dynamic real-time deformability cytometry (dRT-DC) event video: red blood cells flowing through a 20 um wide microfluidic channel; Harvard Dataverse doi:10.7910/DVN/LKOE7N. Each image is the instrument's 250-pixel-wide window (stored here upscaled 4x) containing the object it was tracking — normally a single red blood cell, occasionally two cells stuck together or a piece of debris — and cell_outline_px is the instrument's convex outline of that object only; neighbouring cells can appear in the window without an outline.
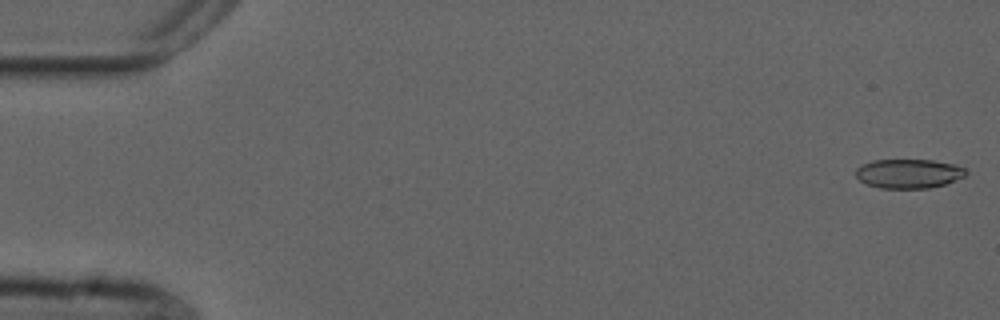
{"species": "common noctule bat (a hibernating species)", "species_latin": "Nyctalus noctula", "temperature_condition": "cold", "stored_images_in_passage": 54, "camera_frame_rate_fps": 3000, "um_per_image_px": 0.085, "animal": {"sex": "male", "forearm_length_mm": 52.5}, "frame": {"image": 1, "passage_image": 1, "time_ms": 0.0, "image_size_px": [1000, 320], "cell_outline_px": [[968, 172], [964, 176], [944, 184], [928, 188], [880, 188], [868, 184], [860, 180], [856, 176], [856, 168], [872, 160], [932, 160], [956, 164], [968, 168]], "centroid_in_image_um": [77.27, 14.74], "position_along_channel_um": 7.7, "area_um2": 18.73}}
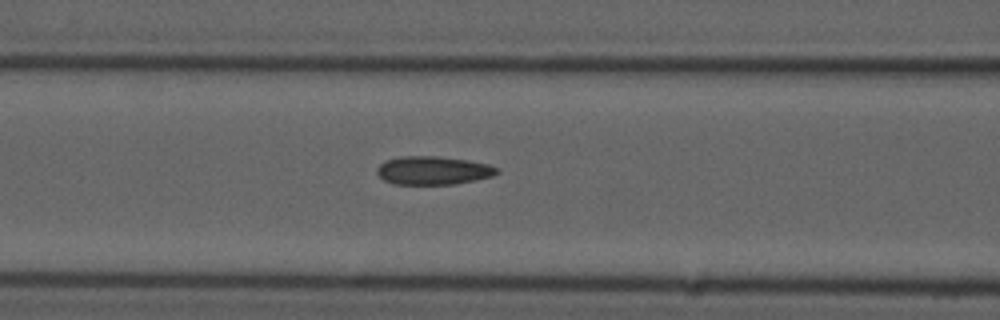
{"frame": {"image": 2, "passage_image": 22, "time_ms": 7.0, "image_size_px": [1000, 320], "cell_outline_px": [[500, 172], [492, 176], [476, 180], [456, 184], [392, 184], [384, 180], [376, 172], [376, 168], [384, 160], [400, 156], [436, 156], [464, 160], [488, 164], [500, 168]], "centroid_in_image_um": [36.8, 14.49], "position_along_channel_um": 129.8, "area_um2": 19.94}}
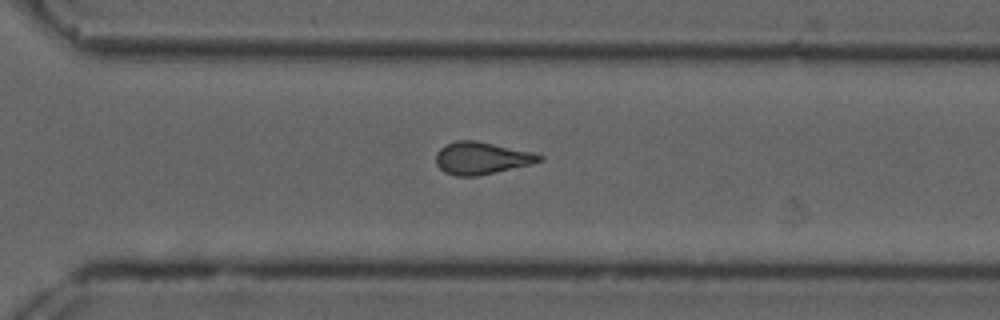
{"frame": {"image": 3, "passage_image": 38, "time_ms": 12.333, "image_size_px": [1000, 320], "cell_outline_px": [[544, 160], [532, 164], [476, 176], [456, 176], [444, 172], [436, 164], [436, 152], [440, 148], [456, 140], [476, 140], [532, 152], [544, 156]], "centroid_in_image_um": [40.93, 13.44], "position_along_channel_um": 329.7, "area_um2": 19.42}, "authors_computed_cell_mechanics": {"area_um2": 19.3052, "velocity_mm_per_s": 3.7567, "shape_relaxation_time_tau1_ms": null, "shape_relaxation_time_tau2_ms": 1.2565, "deformation_change_tau1": null, "deformation_change_tau2": 0.0679}}